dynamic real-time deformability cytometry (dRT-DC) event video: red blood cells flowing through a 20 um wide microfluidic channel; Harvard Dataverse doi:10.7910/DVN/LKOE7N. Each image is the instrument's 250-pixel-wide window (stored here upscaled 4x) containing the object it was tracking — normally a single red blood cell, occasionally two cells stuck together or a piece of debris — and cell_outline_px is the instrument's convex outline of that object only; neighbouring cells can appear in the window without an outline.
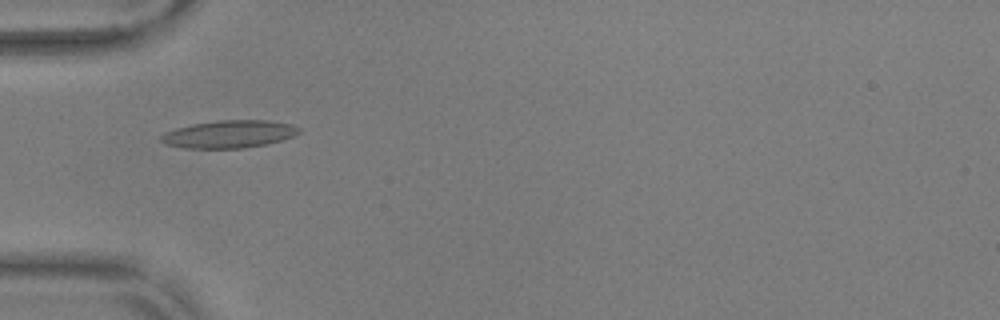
{"species": "common noctule bat (a hibernating species)", "species_latin": "Nyctalus noctula", "temperature_condition": "warm", "stored_images_in_passage": 52, "camera_frame_rate_fps": 3000, "um_per_image_px": 0.085, "animal": {"sex": "male", "body_mass_g": 17.9, "forearm_length_mm": 54.2}, "frame": {"image": 1, "passage_image": 15, "time_ms": 4.667, "image_size_px": [1000, 320], "cell_outline_px": [[300, 132], [292, 136], [280, 140], [264, 144], [244, 148], [184, 148], [164, 144], [160, 140], [160, 136], [164, 132], [176, 128], [192, 124], [220, 120], [268, 120], [292, 124], [300, 128]], "centroid_in_image_um": [19.44, 11.39], "position_along_channel_um": 65.6, "area_um2": 22.14}}
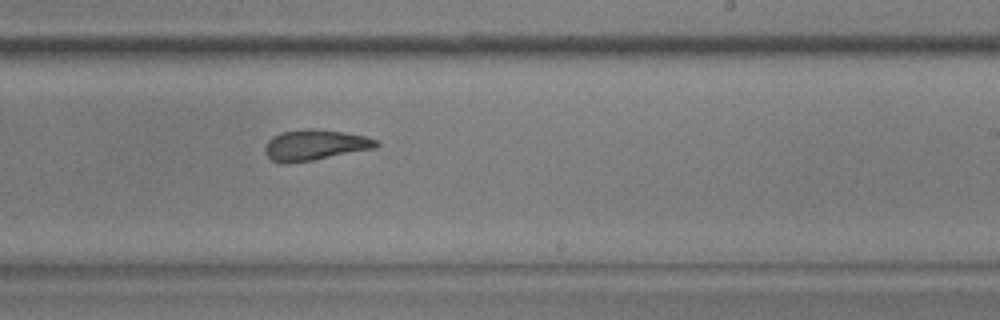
{"frame": {"image": 2, "passage_image": 31, "time_ms": 10.0, "image_size_px": [1000, 320], "cell_outline_px": [[380, 144], [376, 148], [312, 160], [284, 164], [280, 164], [272, 160], [264, 152], [264, 148], [268, 140], [272, 136], [280, 132], [304, 128], [316, 128], [344, 132], [364, 136], [376, 140]], "centroid_in_image_um": [26.73, 12.31], "position_along_channel_um": 262.3, "area_um2": 20.06}}
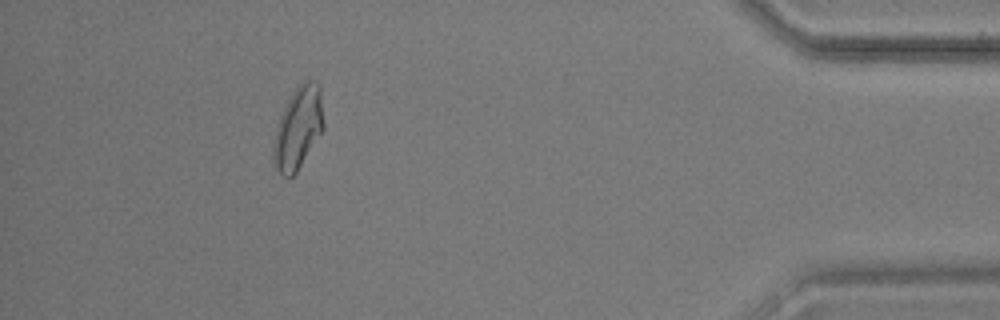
{"frame": {"image": 3, "passage_image": 47, "time_ms": 15.333, "image_size_px": [1000, 320], "cell_outline_px": [[324, 128], [296, 172], [292, 176], [284, 176], [272, 164], [272, 148], [276, 128], [280, 116], [292, 92], [304, 80], [312, 80], [320, 84], [324, 124]], "centroid_in_image_um": [25.33, 10.86], "position_along_channel_um": 409.9, "area_um2": 23.93}, "authors_computed_cell_mechanics": {"area_um2": 20.8658, "velocity_mm_per_s": 3.7021, "shape_relaxation_time_tau1_ms": 7.4926, "shape_relaxation_time_tau2_ms": 1.7615, "deformation_change_tau1": 0.2087, "deformation_change_tau2": 0.0941}}